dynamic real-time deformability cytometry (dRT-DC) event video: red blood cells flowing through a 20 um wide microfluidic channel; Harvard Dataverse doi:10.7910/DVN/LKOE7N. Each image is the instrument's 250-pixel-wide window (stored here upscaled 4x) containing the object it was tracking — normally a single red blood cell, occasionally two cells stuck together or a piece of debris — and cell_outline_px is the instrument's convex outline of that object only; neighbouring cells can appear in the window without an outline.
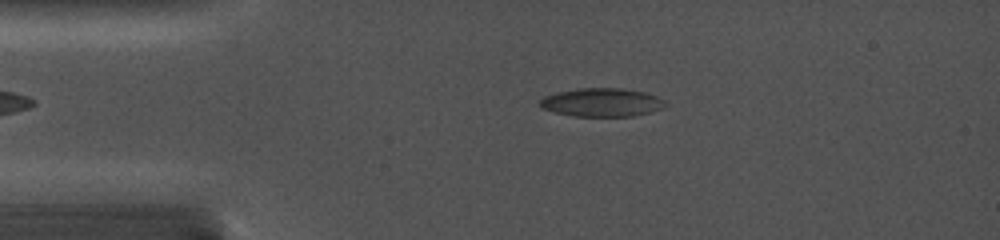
{"species": "common noctule bat (a hibernating species)", "species_latin": "Nyctalus noctula", "temperature_condition": "cold", "stored_images_in_passage": 88, "camera_frame_rate_fps": 5000, "um_per_image_px": 0.085, "animal": {"sex": "female", "body_mass_g": 19.0, "forearm_length_mm": 56.7}, "frame": {"image": 1, "passage_image": 23, "time_ms": 3.4, "image_size_px": [1000, 240], "cell_outline_px": [[668, 104], [660, 108], [648, 112], [632, 116], [572, 116], [540, 108], [540, 100], [544, 96], [556, 92], [580, 88], [624, 88], [644, 92], [656, 96], [664, 100]], "centroid_in_image_um": [51.13, 8.69], "position_along_channel_um": 33.9, "area_um2": 20.69}}
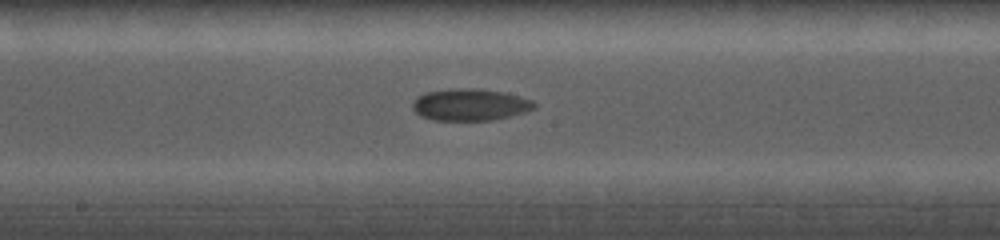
{"frame": {"image": 2, "passage_image": 45, "time_ms": 9.0, "image_size_px": [1000, 240], "cell_outline_px": [[536, 108], [524, 112], [492, 120], [432, 120], [420, 116], [412, 108], [412, 100], [416, 96], [424, 92], [452, 88], [480, 88], [504, 92], [520, 96], [532, 100], [536, 104]], "centroid_in_image_um": [39.91, 8.88], "position_along_channel_um": 208.3, "area_um2": 22.89}}
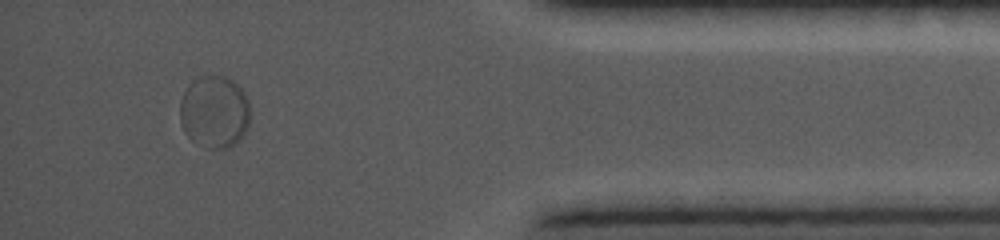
{"frame": {"image": 3, "passage_image": 76, "time_ms": 15.2, "image_size_px": [1000, 240], "cell_outline_px": [[248, 124], [240, 140], [228, 148], [208, 148], [192, 140], [184, 132], [180, 124], [180, 100], [184, 92], [200, 76], [224, 76], [232, 80], [244, 92], [248, 100]], "centroid_in_image_um": [18.21, 9.52], "position_along_channel_um": 417.0, "area_um2": 29.3}}